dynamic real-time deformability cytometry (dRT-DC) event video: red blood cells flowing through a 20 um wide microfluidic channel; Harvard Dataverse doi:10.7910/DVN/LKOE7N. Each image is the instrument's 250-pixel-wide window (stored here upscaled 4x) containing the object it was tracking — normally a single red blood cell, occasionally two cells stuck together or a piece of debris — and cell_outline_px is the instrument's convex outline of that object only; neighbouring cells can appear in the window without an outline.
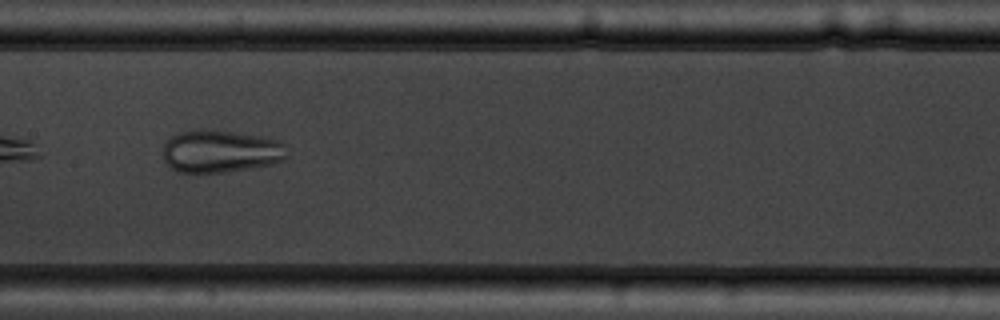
{"species": "common noctule bat (a hibernating species)", "species_latin": "Nyctalus noctula", "temperature_condition": "warm", "stored_images_in_passage": 5, "camera_frame_rate_fps": 3000, "um_per_image_px": 0.085, "animal": {"sex": "male", "body_mass_g": 19.5, "forearm_length_mm": 54.6}, "frame": {"image": 1, "passage_image": 5, "time_ms": 4.667, "image_size_px": [1000, 320], "cell_outline_px": [[288, 156], [284, 160], [272, 164], [252, 168], [224, 172], [176, 172], [164, 160], [164, 144], [172, 136], [180, 132], [232, 132], [260, 136], [280, 140], [284, 144]], "centroid_in_image_um": [18.81, 12.9], "position_along_channel_um": 188.6, "area_um2": 30.11}}